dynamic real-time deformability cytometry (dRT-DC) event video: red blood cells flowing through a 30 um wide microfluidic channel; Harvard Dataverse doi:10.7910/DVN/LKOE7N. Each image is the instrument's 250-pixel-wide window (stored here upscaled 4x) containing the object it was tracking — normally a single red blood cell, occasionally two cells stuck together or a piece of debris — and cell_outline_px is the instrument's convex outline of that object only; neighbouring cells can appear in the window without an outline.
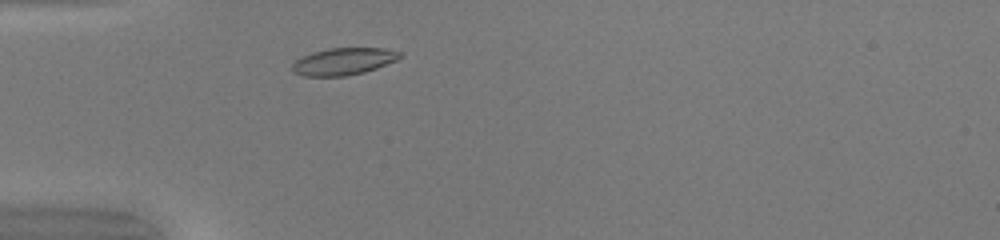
{"species": "common noctule bat (a hibernating species)", "species_latin": "Nyctalus noctula", "temperature_condition": "warm", "stored_images_in_passage": 38, "camera_frame_rate_fps": 3000, "um_per_image_px": 0.085, "animal": {"sex": "female", "body_mass_g": 20.0, "forearm_length_mm": 54.0}, "frame": {"image": 1, "passage_image": 4, "time_ms": 1.0, "image_size_px": [1000, 240], "cell_outline_px": [[404, 56], [396, 60], [376, 68], [364, 72], [344, 76], [304, 76], [292, 72], [292, 64], [296, 60], [312, 52], [328, 48], [384, 48], [400, 52]], "centroid_in_image_um": [29.19, 5.22], "position_along_channel_um": 55.8, "area_um2": 16.94}}
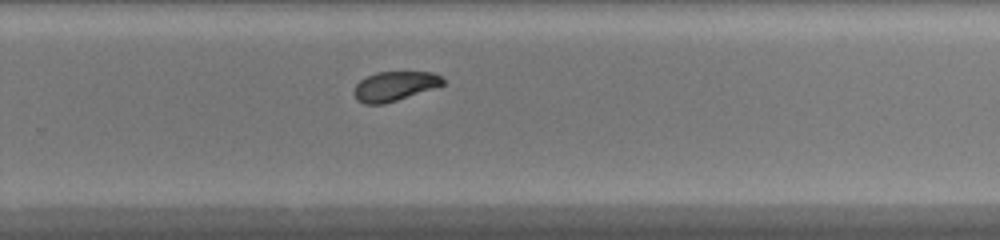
{"frame": {"image": 2, "passage_image": 22, "time_ms": 7.0, "image_size_px": [1000, 240], "cell_outline_px": [[444, 84], [384, 104], [364, 104], [356, 100], [352, 92], [356, 84], [360, 80], [376, 72], [432, 72], [440, 76], [444, 80]], "centroid_in_image_um": [33.48, 7.32], "position_along_channel_um": 296.3, "area_um2": 15.09}}
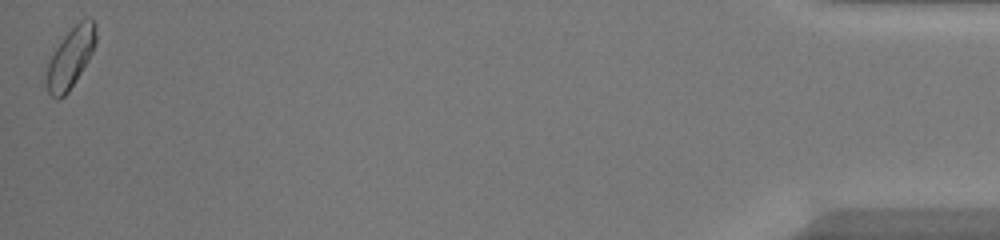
{"frame": {"image": 3, "passage_image": 38, "time_ms": 12.333, "image_size_px": [1000, 240], "cell_outline_px": [[96, 40], [92, 52], [88, 60], [68, 92], [64, 96], [56, 100], [48, 92], [48, 64], [56, 48], [64, 36], [80, 20], [92, 20], [96, 24]], "centroid_in_image_um": [6.02, 4.91], "position_along_channel_um": 429.2, "area_um2": 16.59}, "authors_computed_cell_mechanics": {"area_um2": 16.4152, "velocity_mm_per_s": 4.1754, "shape_relaxation_time_tau1_ms": 1.8181, "shape_relaxation_time_tau2_ms": 7.4591, "deformation_change_tau1": 0.1042, "deformation_change_tau2": 0.1022}}